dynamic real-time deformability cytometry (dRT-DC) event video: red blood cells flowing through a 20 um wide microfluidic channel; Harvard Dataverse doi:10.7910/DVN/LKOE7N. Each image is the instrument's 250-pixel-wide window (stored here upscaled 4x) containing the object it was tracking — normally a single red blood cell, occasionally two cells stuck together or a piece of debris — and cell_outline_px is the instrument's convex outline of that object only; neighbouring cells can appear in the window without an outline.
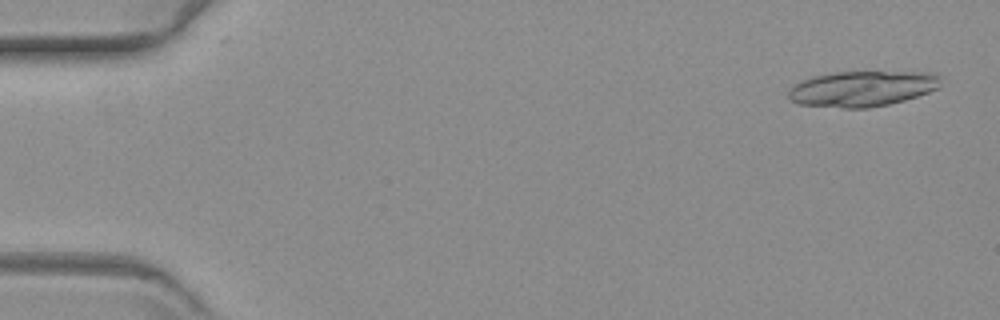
{"species": "common noctule bat (a hibernating species)", "species_latin": "Nyctalus noctula", "temperature_condition": "warm", "stored_images_in_passage": 21, "camera_frame_rate_fps": 3000, "um_per_image_px": 0.085, "animal": {"sex": "female", "body_mass_g": 19.3, "forearm_length_mm": 54.1}, "frame": {"image": 1, "passage_image": 3, "time_ms": 0.667, "image_size_px": [1000, 320], "cell_outline_px": [[940, 88], [904, 100], [888, 104], [868, 108], [844, 108], [800, 104], [792, 100], [788, 96], [788, 88], [800, 80], [812, 76], [836, 72], [936, 72], [940, 76]], "centroid_in_image_um": [73.29, 7.53], "position_along_channel_um": 11.7, "area_um2": 31.67}}